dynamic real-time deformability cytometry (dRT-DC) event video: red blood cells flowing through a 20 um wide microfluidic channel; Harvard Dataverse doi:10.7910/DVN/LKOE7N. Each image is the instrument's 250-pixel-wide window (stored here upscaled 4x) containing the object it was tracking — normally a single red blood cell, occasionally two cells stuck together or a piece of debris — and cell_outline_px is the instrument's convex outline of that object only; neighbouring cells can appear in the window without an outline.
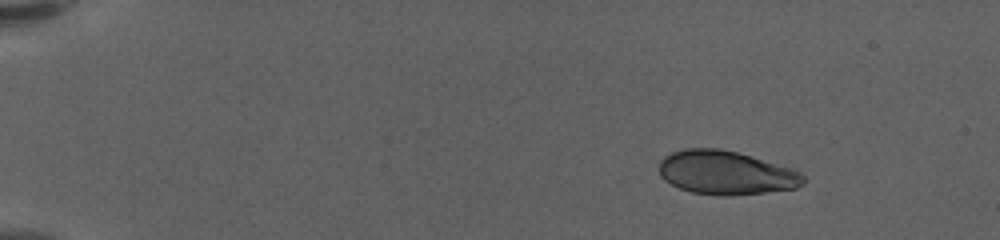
{"species": "human", "species_latin": "Homo sapiens", "temperature_condition": "warm", "stored_images_in_passage": 52, "camera_frame_rate_fps": 3000, "um_per_image_px": 0.085, "donor": {"sex": "female"}, "frame": {"image": 1, "passage_image": 1, "time_ms": 0.0, "image_size_px": [1000, 240], "cell_outline_px": [[804, 184], [796, 188], [732, 196], [716, 196], [692, 192], [680, 188], [664, 180], [660, 176], [660, 160], [664, 156], [672, 152], [684, 148], [720, 148], [752, 156], [792, 168], [800, 172], [804, 176]], "centroid_in_image_um": [61.7, 14.68], "position_along_channel_um": 23.3, "area_um2": 36.93}}
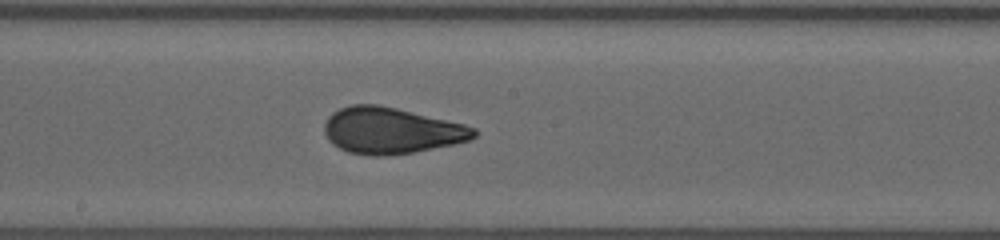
{"frame": {"image": 2, "passage_image": 27, "time_ms": 8.667, "image_size_px": [1000, 240], "cell_outline_px": [[476, 136], [468, 140], [456, 144], [416, 152], [388, 156], [372, 156], [348, 152], [332, 144], [328, 140], [324, 132], [324, 124], [328, 116], [332, 112], [340, 108], [352, 104], [376, 104], [396, 108], [464, 124], [476, 128]], "centroid_in_image_um": [33.23, 11.11], "position_along_channel_um": 215.0, "area_um2": 40.52}}
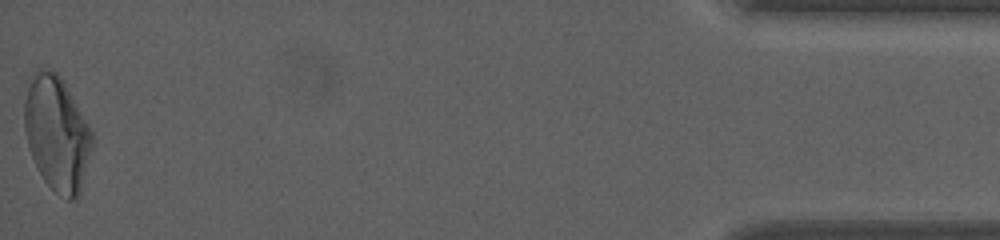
{"frame": {"image": 3, "passage_image": 52, "time_ms": 17.0, "image_size_px": [1000, 240], "cell_outline_px": [[92, 148], [80, 192], [72, 200], [68, 200], [56, 192], [44, 180], [28, 148], [24, 128], [24, 100], [28, 88], [36, 68], [52, 68], [64, 80], [88, 124], [92, 132]], "centroid_in_image_um": [4.83, 11.3], "position_along_channel_um": 430.4, "area_um2": 45.03}, "authors_computed_cell_mechanics": {"area_um2": 39.6219, "velocity_mm_per_s": 3.5702, "shape_relaxation_time_tau1_ms": 7.4478, "shape_relaxation_time_tau2_ms": 0.7639, "deformation_change_tau1": 0.2177, "deformation_change_tau2": 0.0622}}